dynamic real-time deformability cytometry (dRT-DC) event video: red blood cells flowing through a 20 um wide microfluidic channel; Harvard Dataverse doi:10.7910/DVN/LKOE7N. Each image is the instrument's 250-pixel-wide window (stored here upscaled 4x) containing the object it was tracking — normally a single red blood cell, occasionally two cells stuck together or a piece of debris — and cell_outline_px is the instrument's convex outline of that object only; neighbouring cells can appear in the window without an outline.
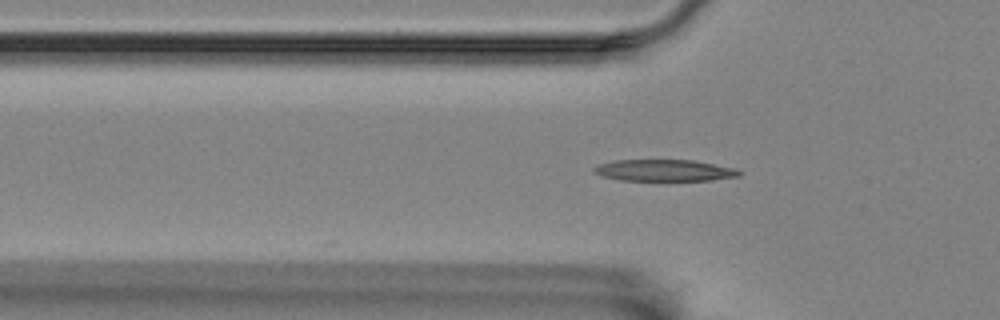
{"species": "Egyptian fruit bat (a non-hibernating species)", "species_latin": "Rousettus aegyptiacus", "temperature_condition": "room temperature", "stored_images_in_passage": 35, "camera_frame_rate_fps": 3000, "um_per_image_px": 0.085, "animal": {"sex": "female"}, "frame": {"image": 1, "passage_image": 3, "time_ms": 0.667, "image_size_px": [1000, 320], "cell_outline_px": [[740, 176], [712, 180], [620, 180], [600, 176], [592, 172], [592, 168], [600, 164], [612, 160], [692, 160], [732, 168], [740, 172]], "centroid_in_image_um": [56.37, 14.48], "position_along_channel_um": 69.4, "area_um2": 18.09}}
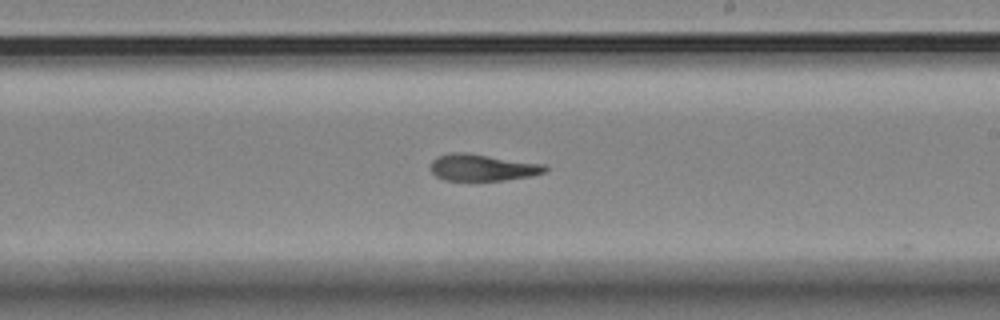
{"frame": {"image": 2, "passage_image": 18, "time_ms": 5.667, "image_size_px": [1000, 320], "cell_outline_px": [[548, 168], [544, 172], [532, 176], [504, 180], [444, 180], [436, 176], [432, 172], [432, 160], [436, 156], [448, 152], [468, 152], [544, 164]], "centroid_in_image_um": [41.0, 14.22], "position_along_channel_um": 248.0, "area_um2": 17.92}}
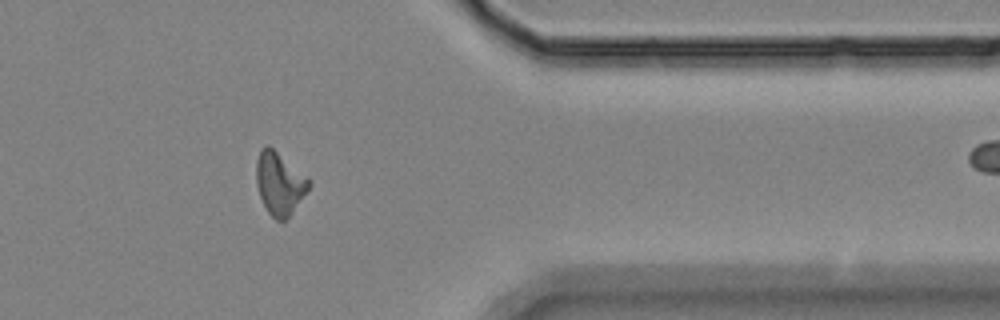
{"frame": {"image": 3, "passage_image": 31, "time_ms": 10.0, "image_size_px": [1000, 320], "cell_outline_px": [[312, 184], [292, 212], [284, 220], [276, 220], [268, 212], [260, 196], [256, 184], [256, 160], [260, 152], [268, 144], [308, 176]], "centroid_in_image_um": [23.77, 15.57], "position_along_channel_um": 387.6, "area_um2": 19.07}}